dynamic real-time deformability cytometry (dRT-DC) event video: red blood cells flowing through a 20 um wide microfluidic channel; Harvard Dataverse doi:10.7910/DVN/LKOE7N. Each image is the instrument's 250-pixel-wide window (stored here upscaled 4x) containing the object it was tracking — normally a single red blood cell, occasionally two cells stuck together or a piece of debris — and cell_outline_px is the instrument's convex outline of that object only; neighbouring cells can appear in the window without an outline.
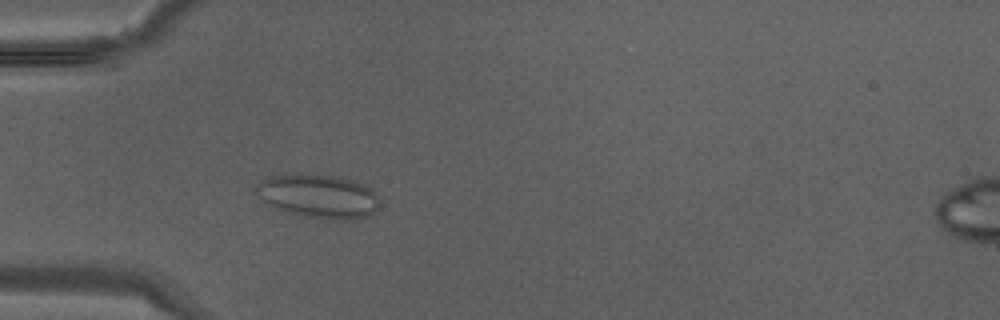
{"species": "Egyptian fruit bat (a non-hibernating species)", "species_latin": "Rousettus aegyptiacus", "temperature_condition": "warm", "stored_images_in_passage": 28, "camera_frame_rate_fps": 3000, "um_per_image_px": 0.085, "animal": {"sex": "male"}, "frame": {"image": 1, "passage_image": 1, "time_ms": 0.0, "image_size_px": [1000, 320], "cell_outline_px": [[376, 208], [368, 216], [352, 220], [328, 220], [300, 216], [276, 208], [268, 204], [252, 188], [268, 176], [284, 172], [316, 172], [336, 176], [352, 180], [372, 188], [376, 196]], "centroid_in_image_um": [27.0, 16.63], "position_along_channel_um": 58.0, "area_um2": 32.25}}
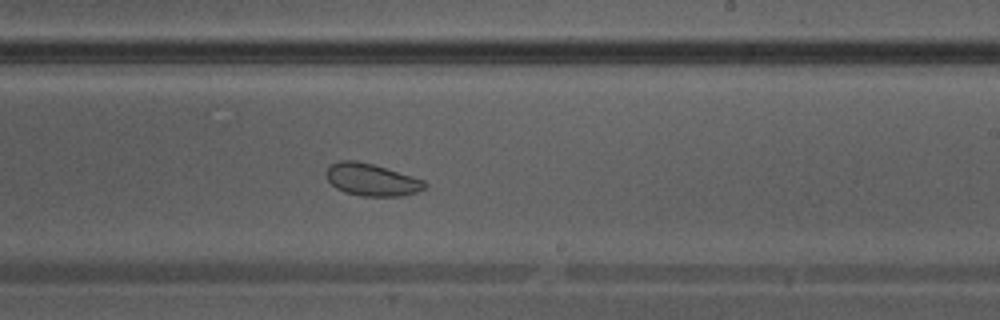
{"frame": {"image": 2, "passage_image": 13, "time_ms": 4.0, "image_size_px": [1000, 320], "cell_outline_px": [[428, 184], [424, 188], [416, 192], [400, 196], [360, 196], [344, 192], [336, 188], [328, 180], [324, 172], [332, 164], [340, 160], [356, 160], [372, 164], [424, 180]], "centroid_in_image_um": [31.56, 15.28], "position_along_channel_um": 257.4, "area_um2": 18.38}}